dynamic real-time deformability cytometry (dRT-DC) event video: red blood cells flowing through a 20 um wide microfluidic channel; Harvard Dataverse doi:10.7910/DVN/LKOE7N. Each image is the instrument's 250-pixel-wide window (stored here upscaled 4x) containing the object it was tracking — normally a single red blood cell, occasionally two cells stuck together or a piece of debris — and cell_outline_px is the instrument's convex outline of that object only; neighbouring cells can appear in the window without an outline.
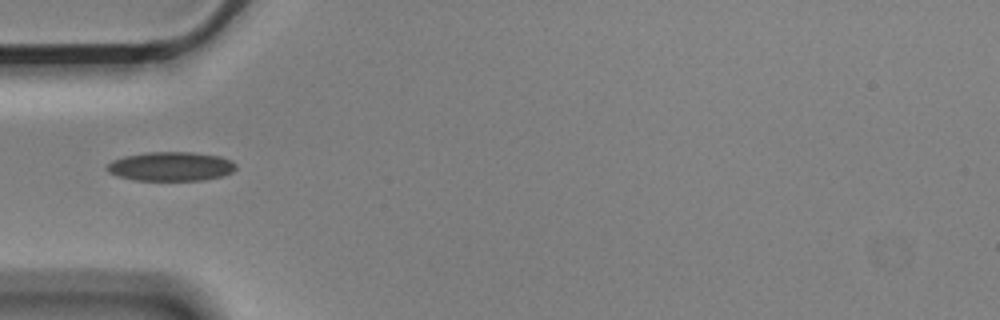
{"species": "Egyptian fruit bat (a non-hibernating species)", "species_latin": "Rousettus aegyptiacus", "temperature_condition": "cold", "stored_images_in_passage": 4, "camera_frame_rate_fps": 3000, "um_per_image_px": 0.085, "animal": {"sex": "male"}, "frame": {"image": 1, "passage_image": 1, "time_ms": 0.0, "image_size_px": [1000, 320], "cell_outline_px": [[236, 168], [232, 172], [220, 176], [200, 180], [136, 180], [120, 176], [108, 172], [108, 164], [112, 160], [124, 156], [148, 152], [192, 152], [220, 156], [232, 160], [236, 164]], "centroid_in_image_um": [14.55, 14.13], "position_along_channel_um": 70.5, "area_um2": 21.68}}
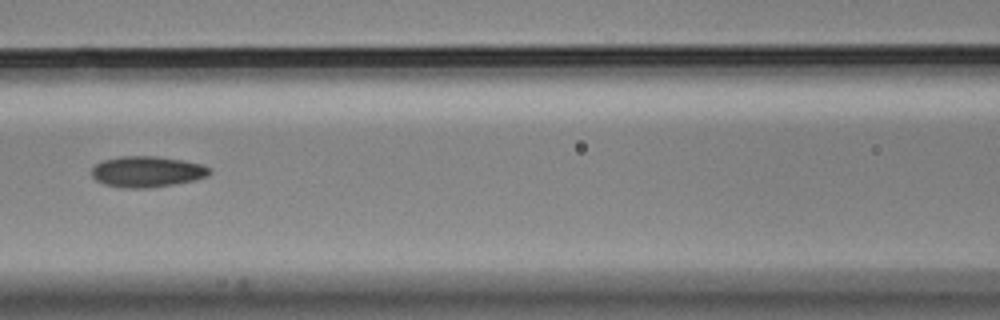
{"frame": {"image": 2, "passage_image": 3, "time_ms": 0.667, "image_size_px": [1000, 320], "cell_outline_px": [[212, 172], [208, 176], [192, 180], [172, 184], [144, 188], [128, 188], [104, 184], [96, 180], [92, 176], [92, 168], [96, 164], [104, 160], [120, 156], [156, 156], [184, 160], [200, 164], [212, 168]], "centroid_in_image_um": [12.51, 14.58], "position_along_channel_um": 154.1, "area_um2": 21.1}}
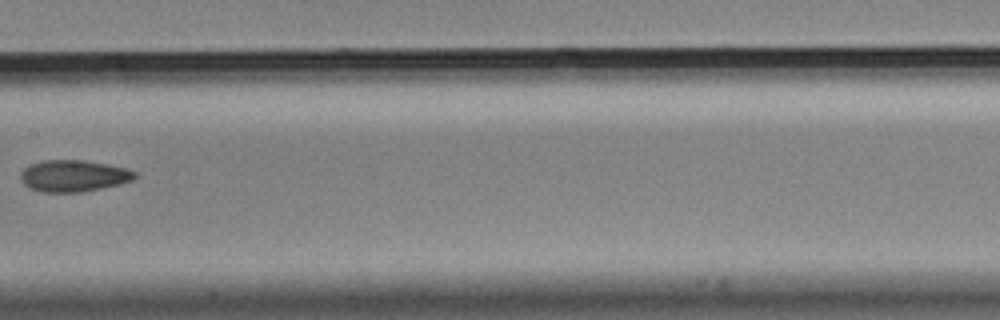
{"frame": {"image": 3, "passage_image": 4, "time_ms": 1.0, "image_size_px": [1000, 320], "cell_outline_px": [[136, 176], [132, 180], [120, 184], [84, 192], [40, 192], [28, 188], [20, 180], [20, 172], [24, 168], [32, 164], [44, 160], [84, 160], [108, 164], [128, 168], [136, 172]], "centroid_in_image_um": [6.25, 14.95], "position_along_channel_um": 201.2, "area_um2": 21.27}}